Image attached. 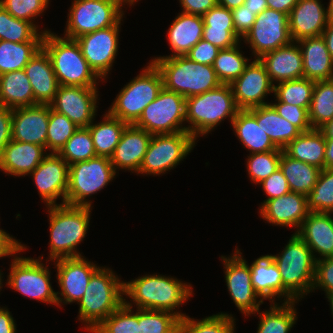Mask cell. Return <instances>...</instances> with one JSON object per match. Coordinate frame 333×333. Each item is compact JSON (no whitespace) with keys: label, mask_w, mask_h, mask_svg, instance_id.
<instances>
[{"label":"cell","mask_w":333,"mask_h":333,"mask_svg":"<svg viewBox=\"0 0 333 333\" xmlns=\"http://www.w3.org/2000/svg\"><path fill=\"white\" fill-rule=\"evenodd\" d=\"M192 293L191 284L159 274H147L124 282V296L131 299L130 302L124 299L127 306L133 308V303L137 309L168 311L180 319L186 314L176 308L186 303Z\"/></svg>","instance_id":"obj_1"},{"label":"cell","mask_w":333,"mask_h":333,"mask_svg":"<svg viewBox=\"0 0 333 333\" xmlns=\"http://www.w3.org/2000/svg\"><path fill=\"white\" fill-rule=\"evenodd\" d=\"M49 213V259L82 257L77 246L89 229L91 207L58 204L46 206Z\"/></svg>","instance_id":"obj_2"},{"label":"cell","mask_w":333,"mask_h":333,"mask_svg":"<svg viewBox=\"0 0 333 333\" xmlns=\"http://www.w3.org/2000/svg\"><path fill=\"white\" fill-rule=\"evenodd\" d=\"M124 282L113 270L100 267L90 278L79 305L78 319L84 323L82 329L92 332L111 313L124 303Z\"/></svg>","instance_id":"obj_3"},{"label":"cell","mask_w":333,"mask_h":333,"mask_svg":"<svg viewBox=\"0 0 333 333\" xmlns=\"http://www.w3.org/2000/svg\"><path fill=\"white\" fill-rule=\"evenodd\" d=\"M150 62L161 73L163 87L185 98L216 89L222 84L211 65L194 62L186 55L159 56Z\"/></svg>","instance_id":"obj_4"},{"label":"cell","mask_w":333,"mask_h":333,"mask_svg":"<svg viewBox=\"0 0 333 333\" xmlns=\"http://www.w3.org/2000/svg\"><path fill=\"white\" fill-rule=\"evenodd\" d=\"M240 111L230 84H221L218 88L200 95L186 98V127L196 140L217 127L224 119H233Z\"/></svg>","instance_id":"obj_5"},{"label":"cell","mask_w":333,"mask_h":333,"mask_svg":"<svg viewBox=\"0 0 333 333\" xmlns=\"http://www.w3.org/2000/svg\"><path fill=\"white\" fill-rule=\"evenodd\" d=\"M42 48L48 53L59 85L97 87L101 78L87 63L75 39L48 31L44 34Z\"/></svg>","instance_id":"obj_6"},{"label":"cell","mask_w":333,"mask_h":333,"mask_svg":"<svg viewBox=\"0 0 333 333\" xmlns=\"http://www.w3.org/2000/svg\"><path fill=\"white\" fill-rule=\"evenodd\" d=\"M281 273L284 288L300 301L312 292L316 259L304 240L293 233L281 253L270 254Z\"/></svg>","instance_id":"obj_7"},{"label":"cell","mask_w":333,"mask_h":333,"mask_svg":"<svg viewBox=\"0 0 333 333\" xmlns=\"http://www.w3.org/2000/svg\"><path fill=\"white\" fill-rule=\"evenodd\" d=\"M142 72L125 85L107 111L128 125H134L145 107L154 101L163 88V79L156 66L149 62Z\"/></svg>","instance_id":"obj_8"},{"label":"cell","mask_w":333,"mask_h":333,"mask_svg":"<svg viewBox=\"0 0 333 333\" xmlns=\"http://www.w3.org/2000/svg\"><path fill=\"white\" fill-rule=\"evenodd\" d=\"M132 0H73L64 37L76 39L84 34L116 25L124 15L123 6Z\"/></svg>","instance_id":"obj_9"},{"label":"cell","mask_w":333,"mask_h":333,"mask_svg":"<svg viewBox=\"0 0 333 333\" xmlns=\"http://www.w3.org/2000/svg\"><path fill=\"white\" fill-rule=\"evenodd\" d=\"M116 173L110 158L105 156L69 165L65 204L91 207L92 201L86 198L105 188Z\"/></svg>","instance_id":"obj_10"},{"label":"cell","mask_w":333,"mask_h":333,"mask_svg":"<svg viewBox=\"0 0 333 333\" xmlns=\"http://www.w3.org/2000/svg\"><path fill=\"white\" fill-rule=\"evenodd\" d=\"M26 249L24 246L18 253L19 257L15 255L12 259L6 285L30 299L57 305L56 292L50 282L51 271L41 263L43 255L38 259L20 256Z\"/></svg>","instance_id":"obj_11"},{"label":"cell","mask_w":333,"mask_h":333,"mask_svg":"<svg viewBox=\"0 0 333 333\" xmlns=\"http://www.w3.org/2000/svg\"><path fill=\"white\" fill-rule=\"evenodd\" d=\"M185 107V97L163 87L157 98L145 107L134 126L152 135L187 131L185 125L183 127L186 123Z\"/></svg>","instance_id":"obj_12"},{"label":"cell","mask_w":333,"mask_h":333,"mask_svg":"<svg viewBox=\"0 0 333 333\" xmlns=\"http://www.w3.org/2000/svg\"><path fill=\"white\" fill-rule=\"evenodd\" d=\"M187 131L152 135L138 174L160 175L176 167L196 146Z\"/></svg>","instance_id":"obj_13"},{"label":"cell","mask_w":333,"mask_h":333,"mask_svg":"<svg viewBox=\"0 0 333 333\" xmlns=\"http://www.w3.org/2000/svg\"><path fill=\"white\" fill-rule=\"evenodd\" d=\"M241 40L249 44L254 58L290 44L288 15L266 8L256 16L252 28Z\"/></svg>","instance_id":"obj_14"},{"label":"cell","mask_w":333,"mask_h":333,"mask_svg":"<svg viewBox=\"0 0 333 333\" xmlns=\"http://www.w3.org/2000/svg\"><path fill=\"white\" fill-rule=\"evenodd\" d=\"M236 247L233 255L221 256L228 292L235 306L244 316H250L260 309L263 300L255 292L251 283L249 264ZM259 299V300H257Z\"/></svg>","instance_id":"obj_15"},{"label":"cell","mask_w":333,"mask_h":333,"mask_svg":"<svg viewBox=\"0 0 333 333\" xmlns=\"http://www.w3.org/2000/svg\"><path fill=\"white\" fill-rule=\"evenodd\" d=\"M121 21L123 19L114 26L99 29L75 39L89 66L104 81L118 54Z\"/></svg>","instance_id":"obj_16"},{"label":"cell","mask_w":333,"mask_h":333,"mask_svg":"<svg viewBox=\"0 0 333 333\" xmlns=\"http://www.w3.org/2000/svg\"><path fill=\"white\" fill-rule=\"evenodd\" d=\"M97 87L59 85L51 109L66 115L76 126L88 127L97 112Z\"/></svg>","instance_id":"obj_17"},{"label":"cell","mask_w":333,"mask_h":333,"mask_svg":"<svg viewBox=\"0 0 333 333\" xmlns=\"http://www.w3.org/2000/svg\"><path fill=\"white\" fill-rule=\"evenodd\" d=\"M56 278L61 289L56 292L57 306L79 302L83 297L91 276L100 268L84 256L54 260ZM60 296H59V295ZM63 297V298H61Z\"/></svg>","instance_id":"obj_18"},{"label":"cell","mask_w":333,"mask_h":333,"mask_svg":"<svg viewBox=\"0 0 333 333\" xmlns=\"http://www.w3.org/2000/svg\"><path fill=\"white\" fill-rule=\"evenodd\" d=\"M230 86L240 110L270 104L264 99L271 92L274 93V85L259 58L248 63L244 72Z\"/></svg>","instance_id":"obj_19"},{"label":"cell","mask_w":333,"mask_h":333,"mask_svg":"<svg viewBox=\"0 0 333 333\" xmlns=\"http://www.w3.org/2000/svg\"><path fill=\"white\" fill-rule=\"evenodd\" d=\"M34 179L38 193L46 206L66 203L69 164L58 154L48 153L42 162L29 174Z\"/></svg>","instance_id":"obj_20"},{"label":"cell","mask_w":333,"mask_h":333,"mask_svg":"<svg viewBox=\"0 0 333 333\" xmlns=\"http://www.w3.org/2000/svg\"><path fill=\"white\" fill-rule=\"evenodd\" d=\"M50 105L12 109V140L38 144L46 149Z\"/></svg>","instance_id":"obj_21"},{"label":"cell","mask_w":333,"mask_h":333,"mask_svg":"<svg viewBox=\"0 0 333 333\" xmlns=\"http://www.w3.org/2000/svg\"><path fill=\"white\" fill-rule=\"evenodd\" d=\"M258 210L266 222L280 227H295L297 231L310 213L307 197L291 191L281 197L264 200Z\"/></svg>","instance_id":"obj_22"},{"label":"cell","mask_w":333,"mask_h":333,"mask_svg":"<svg viewBox=\"0 0 333 333\" xmlns=\"http://www.w3.org/2000/svg\"><path fill=\"white\" fill-rule=\"evenodd\" d=\"M328 20L327 8L320 0H298L288 16L292 41L321 36Z\"/></svg>","instance_id":"obj_23"},{"label":"cell","mask_w":333,"mask_h":333,"mask_svg":"<svg viewBox=\"0 0 333 333\" xmlns=\"http://www.w3.org/2000/svg\"><path fill=\"white\" fill-rule=\"evenodd\" d=\"M251 272V283L260 299H269L271 303L275 299L284 298V302L297 301L283 286L281 273L277 264L270 255H263L254 260L249 266Z\"/></svg>","instance_id":"obj_24"},{"label":"cell","mask_w":333,"mask_h":333,"mask_svg":"<svg viewBox=\"0 0 333 333\" xmlns=\"http://www.w3.org/2000/svg\"><path fill=\"white\" fill-rule=\"evenodd\" d=\"M151 137L146 130L128 125L110 157L114 170L124 169L138 174Z\"/></svg>","instance_id":"obj_25"},{"label":"cell","mask_w":333,"mask_h":333,"mask_svg":"<svg viewBox=\"0 0 333 333\" xmlns=\"http://www.w3.org/2000/svg\"><path fill=\"white\" fill-rule=\"evenodd\" d=\"M259 60L265 66L273 85L303 78L302 53L296 41L263 54Z\"/></svg>","instance_id":"obj_26"},{"label":"cell","mask_w":333,"mask_h":333,"mask_svg":"<svg viewBox=\"0 0 333 333\" xmlns=\"http://www.w3.org/2000/svg\"><path fill=\"white\" fill-rule=\"evenodd\" d=\"M332 213L310 212L297 233L311 249L316 260L333 257ZM320 255L321 257H317Z\"/></svg>","instance_id":"obj_27"},{"label":"cell","mask_w":333,"mask_h":333,"mask_svg":"<svg viewBox=\"0 0 333 333\" xmlns=\"http://www.w3.org/2000/svg\"><path fill=\"white\" fill-rule=\"evenodd\" d=\"M48 153L43 146L11 140L0 156V171L15 177L29 175Z\"/></svg>","instance_id":"obj_28"},{"label":"cell","mask_w":333,"mask_h":333,"mask_svg":"<svg viewBox=\"0 0 333 333\" xmlns=\"http://www.w3.org/2000/svg\"><path fill=\"white\" fill-rule=\"evenodd\" d=\"M34 94L35 105H49L57 93L59 83L48 53L41 47L24 68Z\"/></svg>","instance_id":"obj_29"},{"label":"cell","mask_w":333,"mask_h":333,"mask_svg":"<svg viewBox=\"0 0 333 333\" xmlns=\"http://www.w3.org/2000/svg\"><path fill=\"white\" fill-rule=\"evenodd\" d=\"M297 43L302 53L303 78L313 81L333 79V59L322 35L306 37Z\"/></svg>","instance_id":"obj_30"},{"label":"cell","mask_w":333,"mask_h":333,"mask_svg":"<svg viewBox=\"0 0 333 333\" xmlns=\"http://www.w3.org/2000/svg\"><path fill=\"white\" fill-rule=\"evenodd\" d=\"M204 22L202 16L179 13L167 33L172 51L169 57L186 55L203 37Z\"/></svg>","instance_id":"obj_31"},{"label":"cell","mask_w":333,"mask_h":333,"mask_svg":"<svg viewBox=\"0 0 333 333\" xmlns=\"http://www.w3.org/2000/svg\"><path fill=\"white\" fill-rule=\"evenodd\" d=\"M248 111L257 119L258 125H261L273 144L279 149L283 150L302 133L298 127L281 117L271 104L251 108Z\"/></svg>","instance_id":"obj_32"},{"label":"cell","mask_w":333,"mask_h":333,"mask_svg":"<svg viewBox=\"0 0 333 333\" xmlns=\"http://www.w3.org/2000/svg\"><path fill=\"white\" fill-rule=\"evenodd\" d=\"M231 126L235 136L243 147L252 153L282 150L277 148L267 133L258 125L257 119L248 111L240 110L233 119Z\"/></svg>","instance_id":"obj_33"},{"label":"cell","mask_w":333,"mask_h":333,"mask_svg":"<svg viewBox=\"0 0 333 333\" xmlns=\"http://www.w3.org/2000/svg\"><path fill=\"white\" fill-rule=\"evenodd\" d=\"M325 136L319 129L302 132L283 151L290 157L325 169Z\"/></svg>","instance_id":"obj_34"},{"label":"cell","mask_w":333,"mask_h":333,"mask_svg":"<svg viewBox=\"0 0 333 333\" xmlns=\"http://www.w3.org/2000/svg\"><path fill=\"white\" fill-rule=\"evenodd\" d=\"M0 105L10 109L35 105L32 87L24 69L0 75Z\"/></svg>","instance_id":"obj_35"},{"label":"cell","mask_w":333,"mask_h":333,"mask_svg":"<svg viewBox=\"0 0 333 333\" xmlns=\"http://www.w3.org/2000/svg\"><path fill=\"white\" fill-rule=\"evenodd\" d=\"M279 168L288 182L291 192L305 195L312 191L317 183L321 169L294 159L282 151Z\"/></svg>","instance_id":"obj_36"},{"label":"cell","mask_w":333,"mask_h":333,"mask_svg":"<svg viewBox=\"0 0 333 333\" xmlns=\"http://www.w3.org/2000/svg\"><path fill=\"white\" fill-rule=\"evenodd\" d=\"M103 115V121L101 120L97 124L92 121L88 129L91 133L96 155L110 158L128 124L111 116L108 112Z\"/></svg>","instance_id":"obj_37"},{"label":"cell","mask_w":333,"mask_h":333,"mask_svg":"<svg viewBox=\"0 0 333 333\" xmlns=\"http://www.w3.org/2000/svg\"><path fill=\"white\" fill-rule=\"evenodd\" d=\"M297 302L271 303L269 310L260 312L259 309L257 333H289L298 318L294 308Z\"/></svg>","instance_id":"obj_38"},{"label":"cell","mask_w":333,"mask_h":333,"mask_svg":"<svg viewBox=\"0 0 333 333\" xmlns=\"http://www.w3.org/2000/svg\"><path fill=\"white\" fill-rule=\"evenodd\" d=\"M41 47L42 42L0 40V75L23 70Z\"/></svg>","instance_id":"obj_39"},{"label":"cell","mask_w":333,"mask_h":333,"mask_svg":"<svg viewBox=\"0 0 333 333\" xmlns=\"http://www.w3.org/2000/svg\"><path fill=\"white\" fill-rule=\"evenodd\" d=\"M39 30L30 22L17 19L0 5V40L10 42H42L45 32Z\"/></svg>","instance_id":"obj_40"},{"label":"cell","mask_w":333,"mask_h":333,"mask_svg":"<svg viewBox=\"0 0 333 333\" xmlns=\"http://www.w3.org/2000/svg\"><path fill=\"white\" fill-rule=\"evenodd\" d=\"M308 115L312 129L333 119V79L315 81Z\"/></svg>","instance_id":"obj_41"},{"label":"cell","mask_w":333,"mask_h":333,"mask_svg":"<svg viewBox=\"0 0 333 333\" xmlns=\"http://www.w3.org/2000/svg\"><path fill=\"white\" fill-rule=\"evenodd\" d=\"M240 43L227 49H220L212 64L222 84H231L244 72L249 63V59L240 50Z\"/></svg>","instance_id":"obj_42"},{"label":"cell","mask_w":333,"mask_h":333,"mask_svg":"<svg viewBox=\"0 0 333 333\" xmlns=\"http://www.w3.org/2000/svg\"><path fill=\"white\" fill-rule=\"evenodd\" d=\"M232 316L222 312L202 320L185 316L180 319L179 333H235V318Z\"/></svg>","instance_id":"obj_43"},{"label":"cell","mask_w":333,"mask_h":333,"mask_svg":"<svg viewBox=\"0 0 333 333\" xmlns=\"http://www.w3.org/2000/svg\"><path fill=\"white\" fill-rule=\"evenodd\" d=\"M315 81L300 78L274 85V98L280 102L309 109Z\"/></svg>","instance_id":"obj_44"},{"label":"cell","mask_w":333,"mask_h":333,"mask_svg":"<svg viewBox=\"0 0 333 333\" xmlns=\"http://www.w3.org/2000/svg\"><path fill=\"white\" fill-rule=\"evenodd\" d=\"M58 154L69 165L96 157L94 143L88 127H79Z\"/></svg>","instance_id":"obj_45"},{"label":"cell","mask_w":333,"mask_h":333,"mask_svg":"<svg viewBox=\"0 0 333 333\" xmlns=\"http://www.w3.org/2000/svg\"><path fill=\"white\" fill-rule=\"evenodd\" d=\"M179 323L171 312L138 309L139 333H179Z\"/></svg>","instance_id":"obj_46"},{"label":"cell","mask_w":333,"mask_h":333,"mask_svg":"<svg viewBox=\"0 0 333 333\" xmlns=\"http://www.w3.org/2000/svg\"><path fill=\"white\" fill-rule=\"evenodd\" d=\"M307 203L310 212L333 213V169L321 170Z\"/></svg>","instance_id":"obj_47"},{"label":"cell","mask_w":333,"mask_h":333,"mask_svg":"<svg viewBox=\"0 0 333 333\" xmlns=\"http://www.w3.org/2000/svg\"><path fill=\"white\" fill-rule=\"evenodd\" d=\"M78 128L66 115L60 114L50 107L46 151L58 153Z\"/></svg>","instance_id":"obj_48"},{"label":"cell","mask_w":333,"mask_h":333,"mask_svg":"<svg viewBox=\"0 0 333 333\" xmlns=\"http://www.w3.org/2000/svg\"><path fill=\"white\" fill-rule=\"evenodd\" d=\"M123 303L91 333H139L138 309Z\"/></svg>","instance_id":"obj_49"},{"label":"cell","mask_w":333,"mask_h":333,"mask_svg":"<svg viewBox=\"0 0 333 333\" xmlns=\"http://www.w3.org/2000/svg\"><path fill=\"white\" fill-rule=\"evenodd\" d=\"M282 151L272 150L250 154L246 159V168L251 181L259 185L262 180L274 173L279 168Z\"/></svg>","instance_id":"obj_50"},{"label":"cell","mask_w":333,"mask_h":333,"mask_svg":"<svg viewBox=\"0 0 333 333\" xmlns=\"http://www.w3.org/2000/svg\"><path fill=\"white\" fill-rule=\"evenodd\" d=\"M50 0H0L2 5L12 16L17 19L25 20L32 23L37 29L38 25L34 24L35 17L43 15L48 8Z\"/></svg>","instance_id":"obj_51"},{"label":"cell","mask_w":333,"mask_h":333,"mask_svg":"<svg viewBox=\"0 0 333 333\" xmlns=\"http://www.w3.org/2000/svg\"><path fill=\"white\" fill-rule=\"evenodd\" d=\"M276 103H270L277 113L287 119L290 123L298 127L302 132H308L312 130L308 109L293 104H287L280 102L277 98Z\"/></svg>","instance_id":"obj_52"},{"label":"cell","mask_w":333,"mask_h":333,"mask_svg":"<svg viewBox=\"0 0 333 333\" xmlns=\"http://www.w3.org/2000/svg\"><path fill=\"white\" fill-rule=\"evenodd\" d=\"M202 39L209 41L220 49L233 47L242 41L236 34L235 29H218L211 28V26L203 27Z\"/></svg>","instance_id":"obj_53"},{"label":"cell","mask_w":333,"mask_h":333,"mask_svg":"<svg viewBox=\"0 0 333 333\" xmlns=\"http://www.w3.org/2000/svg\"><path fill=\"white\" fill-rule=\"evenodd\" d=\"M321 288L325 294L333 292V257L316 260L312 292Z\"/></svg>","instance_id":"obj_54"},{"label":"cell","mask_w":333,"mask_h":333,"mask_svg":"<svg viewBox=\"0 0 333 333\" xmlns=\"http://www.w3.org/2000/svg\"><path fill=\"white\" fill-rule=\"evenodd\" d=\"M202 18L204 26L218 29H234L231 10L218 4L205 13Z\"/></svg>","instance_id":"obj_55"},{"label":"cell","mask_w":333,"mask_h":333,"mask_svg":"<svg viewBox=\"0 0 333 333\" xmlns=\"http://www.w3.org/2000/svg\"><path fill=\"white\" fill-rule=\"evenodd\" d=\"M263 191L267 194L266 200L281 197L290 192L288 182L283 175V172L278 168L268 178L262 180L260 183Z\"/></svg>","instance_id":"obj_56"},{"label":"cell","mask_w":333,"mask_h":333,"mask_svg":"<svg viewBox=\"0 0 333 333\" xmlns=\"http://www.w3.org/2000/svg\"><path fill=\"white\" fill-rule=\"evenodd\" d=\"M219 50L220 48L209 41L201 39L190 49L186 56L194 62L212 66Z\"/></svg>","instance_id":"obj_57"},{"label":"cell","mask_w":333,"mask_h":333,"mask_svg":"<svg viewBox=\"0 0 333 333\" xmlns=\"http://www.w3.org/2000/svg\"><path fill=\"white\" fill-rule=\"evenodd\" d=\"M231 12L235 32L242 39L252 28L257 15L245 5L233 9Z\"/></svg>","instance_id":"obj_58"},{"label":"cell","mask_w":333,"mask_h":333,"mask_svg":"<svg viewBox=\"0 0 333 333\" xmlns=\"http://www.w3.org/2000/svg\"><path fill=\"white\" fill-rule=\"evenodd\" d=\"M12 140V109L0 105V156Z\"/></svg>","instance_id":"obj_59"},{"label":"cell","mask_w":333,"mask_h":333,"mask_svg":"<svg viewBox=\"0 0 333 333\" xmlns=\"http://www.w3.org/2000/svg\"><path fill=\"white\" fill-rule=\"evenodd\" d=\"M179 3L183 13L203 16L217 5V0H179Z\"/></svg>","instance_id":"obj_60"},{"label":"cell","mask_w":333,"mask_h":333,"mask_svg":"<svg viewBox=\"0 0 333 333\" xmlns=\"http://www.w3.org/2000/svg\"><path fill=\"white\" fill-rule=\"evenodd\" d=\"M24 246L5 230H0V258L18 255Z\"/></svg>","instance_id":"obj_61"},{"label":"cell","mask_w":333,"mask_h":333,"mask_svg":"<svg viewBox=\"0 0 333 333\" xmlns=\"http://www.w3.org/2000/svg\"><path fill=\"white\" fill-rule=\"evenodd\" d=\"M16 323L6 307H0V333H16Z\"/></svg>","instance_id":"obj_62"},{"label":"cell","mask_w":333,"mask_h":333,"mask_svg":"<svg viewBox=\"0 0 333 333\" xmlns=\"http://www.w3.org/2000/svg\"><path fill=\"white\" fill-rule=\"evenodd\" d=\"M298 0H267L268 8L283 12L289 16Z\"/></svg>","instance_id":"obj_63"},{"label":"cell","mask_w":333,"mask_h":333,"mask_svg":"<svg viewBox=\"0 0 333 333\" xmlns=\"http://www.w3.org/2000/svg\"><path fill=\"white\" fill-rule=\"evenodd\" d=\"M322 37L325 40L329 54L333 59V20L329 19L325 30L322 33Z\"/></svg>","instance_id":"obj_64"},{"label":"cell","mask_w":333,"mask_h":333,"mask_svg":"<svg viewBox=\"0 0 333 333\" xmlns=\"http://www.w3.org/2000/svg\"><path fill=\"white\" fill-rule=\"evenodd\" d=\"M244 5L256 15L268 8L267 0H245Z\"/></svg>","instance_id":"obj_65"},{"label":"cell","mask_w":333,"mask_h":333,"mask_svg":"<svg viewBox=\"0 0 333 333\" xmlns=\"http://www.w3.org/2000/svg\"><path fill=\"white\" fill-rule=\"evenodd\" d=\"M325 168L333 169V139H325Z\"/></svg>","instance_id":"obj_66"},{"label":"cell","mask_w":333,"mask_h":333,"mask_svg":"<svg viewBox=\"0 0 333 333\" xmlns=\"http://www.w3.org/2000/svg\"><path fill=\"white\" fill-rule=\"evenodd\" d=\"M245 0H217V4L223 6L229 10L238 8L241 5H244Z\"/></svg>","instance_id":"obj_67"},{"label":"cell","mask_w":333,"mask_h":333,"mask_svg":"<svg viewBox=\"0 0 333 333\" xmlns=\"http://www.w3.org/2000/svg\"><path fill=\"white\" fill-rule=\"evenodd\" d=\"M319 130L325 136V139H333V119L327 121Z\"/></svg>","instance_id":"obj_68"},{"label":"cell","mask_w":333,"mask_h":333,"mask_svg":"<svg viewBox=\"0 0 333 333\" xmlns=\"http://www.w3.org/2000/svg\"><path fill=\"white\" fill-rule=\"evenodd\" d=\"M327 13L329 19L333 20V0H329V5L327 7Z\"/></svg>","instance_id":"obj_69"},{"label":"cell","mask_w":333,"mask_h":333,"mask_svg":"<svg viewBox=\"0 0 333 333\" xmlns=\"http://www.w3.org/2000/svg\"><path fill=\"white\" fill-rule=\"evenodd\" d=\"M326 298L328 299V302H330V309H331V314L333 316V292L326 294Z\"/></svg>","instance_id":"obj_70"},{"label":"cell","mask_w":333,"mask_h":333,"mask_svg":"<svg viewBox=\"0 0 333 333\" xmlns=\"http://www.w3.org/2000/svg\"><path fill=\"white\" fill-rule=\"evenodd\" d=\"M2 275H3V273H2L1 270H0V291H1L2 287H3V284H2V283H3V282H2V281H3V280H2L3 277H2Z\"/></svg>","instance_id":"obj_71"}]
</instances>
